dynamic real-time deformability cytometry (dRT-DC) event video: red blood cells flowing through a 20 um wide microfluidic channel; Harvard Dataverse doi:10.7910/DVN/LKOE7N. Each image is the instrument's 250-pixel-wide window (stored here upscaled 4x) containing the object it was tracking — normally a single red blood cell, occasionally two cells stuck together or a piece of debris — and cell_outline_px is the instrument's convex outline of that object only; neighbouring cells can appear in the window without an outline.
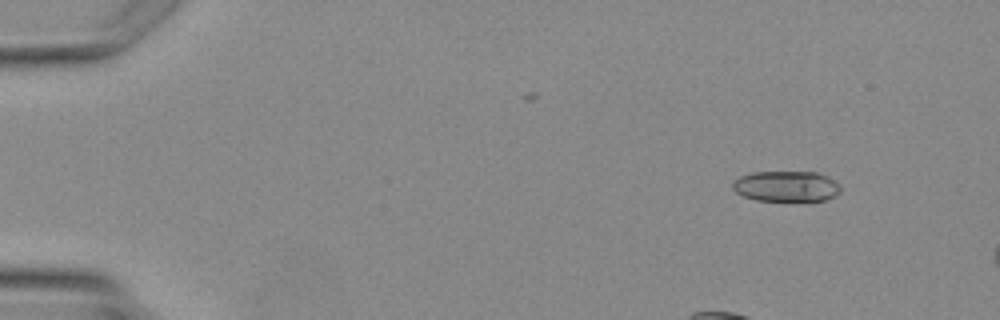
{"species": "Egyptian fruit bat (a non-hibernating species)", "species_latin": "Rousettus aegyptiacus", "temperature_condition": "warm", "stored_images_in_passage": 4, "camera_frame_rate_fps": 3000, "um_per_image_px": 0.085, "animal": {"sex": "female"}, "frame": {"image": 1, "passage_image": 2, "time_ms": 1.0, "image_size_px": [1000, 320], "cell_outline_px": [[840, 192], [836, 196], [828, 200], [808, 204], [756, 200], [744, 196], [736, 192], [732, 188], [732, 180], [740, 176], [752, 172], [816, 172], [828, 176], [840, 184]], "centroid_in_image_um": [66.89, 15.89], "position_along_channel_um": 18.1, "area_um2": 20.4}}